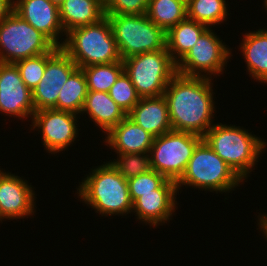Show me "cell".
Returning a JSON list of instances; mask_svg holds the SVG:
<instances>
[{"label": "cell", "instance_id": "6da1fadb", "mask_svg": "<svg viewBox=\"0 0 267 266\" xmlns=\"http://www.w3.org/2000/svg\"><path fill=\"white\" fill-rule=\"evenodd\" d=\"M212 76H185L176 73L167 85L165 97L173 131L203 137L213 126L214 100ZM213 116V117H212Z\"/></svg>", "mask_w": 267, "mask_h": 266}, {"label": "cell", "instance_id": "7a4b0ae2", "mask_svg": "<svg viewBox=\"0 0 267 266\" xmlns=\"http://www.w3.org/2000/svg\"><path fill=\"white\" fill-rule=\"evenodd\" d=\"M91 172L77 189L80 199L102 216L131 213L133 202L127 179L119 174L110 161Z\"/></svg>", "mask_w": 267, "mask_h": 266}, {"label": "cell", "instance_id": "3957f363", "mask_svg": "<svg viewBox=\"0 0 267 266\" xmlns=\"http://www.w3.org/2000/svg\"><path fill=\"white\" fill-rule=\"evenodd\" d=\"M203 140L244 181L258 162L266 142L245 128L226 124H213Z\"/></svg>", "mask_w": 267, "mask_h": 266}, {"label": "cell", "instance_id": "277c9868", "mask_svg": "<svg viewBox=\"0 0 267 266\" xmlns=\"http://www.w3.org/2000/svg\"><path fill=\"white\" fill-rule=\"evenodd\" d=\"M61 48L78 68L122 61L108 17L66 33Z\"/></svg>", "mask_w": 267, "mask_h": 266}, {"label": "cell", "instance_id": "5b68a950", "mask_svg": "<svg viewBox=\"0 0 267 266\" xmlns=\"http://www.w3.org/2000/svg\"><path fill=\"white\" fill-rule=\"evenodd\" d=\"M240 182L243 180L202 140L195 148L184 174L176 184L178 190L187 185L205 191L226 193L234 190Z\"/></svg>", "mask_w": 267, "mask_h": 266}, {"label": "cell", "instance_id": "8992f818", "mask_svg": "<svg viewBox=\"0 0 267 266\" xmlns=\"http://www.w3.org/2000/svg\"><path fill=\"white\" fill-rule=\"evenodd\" d=\"M124 72L140 98L159 97L176 72L167 48L130 56L122 60Z\"/></svg>", "mask_w": 267, "mask_h": 266}, {"label": "cell", "instance_id": "52a82bcc", "mask_svg": "<svg viewBox=\"0 0 267 266\" xmlns=\"http://www.w3.org/2000/svg\"><path fill=\"white\" fill-rule=\"evenodd\" d=\"M110 21L120 58L166 48V32L146 14L106 15Z\"/></svg>", "mask_w": 267, "mask_h": 266}, {"label": "cell", "instance_id": "ba28073f", "mask_svg": "<svg viewBox=\"0 0 267 266\" xmlns=\"http://www.w3.org/2000/svg\"><path fill=\"white\" fill-rule=\"evenodd\" d=\"M56 46L31 24L12 11L0 22V62L19 60L52 52Z\"/></svg>", "mask_w": 267, "mask_h": 266}, {"label": "cell", "instance_id": "9c48e42d", "mask_svg": "<svg viewBox=\"0 0 267 266\" xmlns=\"http://www.w3.org/2000/svg\"><path fill=\"white\" fill-rule=\"evenodd\" d=\"M202 140L199 135L173 130L155 137L150 150L152 169L177 182Z\"/></svg>", "mask_w": 267, "mask_h": 266}, {"label": "cell", "instance_id": "30bf717a", "mask_svg": "<svg viewBox=\"0 0 267 266\" xmlns=\"http://www.w3.org/2000/svg\"><path fill=\"white\" fill-rule=\"evenodd\" d=\"M212 31L209 27L200 35L196 44L176 64L177 73L205 78H209L207 75L222 74L231 52Z\"/></svg>", "mask_w": 267, "mask_h": 266}, {"label": "cell", "instance_id": "8fae6325", "mask_svg": "<svg viewBox=\"0 0 267 266\" xmlns=\"http://www.w3.org/2000/svg\"><path fill=\"white\" fill-rule=\"evenodd\" d=\"M76 115L54 108L35 111L31 119L33 121L31 130L40 129L47 152L55 154L66 149L77 138Z\"/></svg>", "mask_w": 267, "mask_h": 266}, {"label": "cell", "instance_id": "7c38bea8", "mask_svg": "<svg viewBox=\"0 0 267 266\" xmlns=\"http://www.w3.org/2000/svg\"><path fill=\"white\" fill-rule=\"evenodd\" d=\"M77 68L62 48L47 61L41 81L32 90L35 111L57 109L59 91Z\"/></svg>", "mask_w": 267, "mask_h": 266}, {"label": "cell", "instance_id": "4fadbf2b", "mask_svg": "<svg viewBox=\"0 0 267 266\" xmlns=\"http://www.w3.org/2000/svg\"><path fill=\"white\" fill-rule=\"evenodd\" d=\"M0 111L9 116L32 119V91L24 84L14 63L0 62Z\"/></svg>", "mask_w": 267, "mask_h": 266}, {"label": "cell", "instance_id": "5bb4252c", "mask_svg": "<svg viewBox=\"0 0 267 266\" xmlns=\"http://www.w3.org/2000/svg\"><path fill=\"white\" fill-rule=\"evenodd\" d=\"M25 181L10 172H3L0 176V215L3 220L34 214L35 193Z\"/></svg>", "mask_w": 267, "mask_h": 266}, {"label": "cell", "instance_id": "9a60e30c", "mask_svg": "<svg viewBox=\"0 0 267 266\" xmlns=\"http://www.w3.org/2000/svg\"><path fill=\"white\" fill-rule=\"evenodd\" d=\"M13 11L61 48L59 37L64 29L56 4L49 0H15Z\"/></svg>", "mask_w": 267, "mask_h": 266}, {"label": "cell", "instance_id": "2e32d148", "mask_svg": "<svg viewBox=\"0 0 267 266\" xmlns=\"http://www.w3.org/2000/svg\"><path fill=\"white\" fill-rule=\"evenodd\" d=\"M177 192L176 182L168 179L159 189H155V193L141 194L133 202L132 212H136L137 219L156 227L171 220L177 207Z\"/></svg>", "mask_w": 267, "mask_h": 266}, {"label": "cell", "instance_id": "e0dca14e", "mask_svg": "<svg viewBox=\"0 0 267 266\" xmlns=\"http://www.w3.org/2000/svg\"><path fill=\"white\" fill-rule=\"evenodd\" d=\"M106 135L105 143L116 153H150L155 138L128 116Z\"/></svg>", "mask_w": 267, "mask_h": 266}, {"label": "cell", "instance_id": "ac0fdd59", "mask_svg": "<svg viewBox=\"0 0 267 266\" xmlns=\"http://www.w3.org/2000/svg\"><path fill=\"white\" fill-rule=\"evenodd\" d=\"M127 116L154 137L172 131L168 104L163 95L140 98Z\"/></svg>", "mask_w": 267, "mask_h": 266}, {"label": "cell", "instance_id": "d6986e66", "mask_svg": "<svg viewBox=\"0 0 267 266\" xmlns=\"http://www.w3.org/2000/svg\"><path fill=\"white\" fill-rule=\"evenodd\" d=\"M85 112L104 133H107L127 116L110 95L102 91L88 90L81 113Z\"/></svg>", "mask_w": 267, "mask_h": 266}, {"label": "cell", "instance_id": "ffe728a7", "mask_svg": "<svg viewBox=\"0 0 267 266\" xmlns=\"http://www.w3.org/2000/svg\"><path fill=\"white\" fill-rule=\"evenodd\" d=\"M64 35L70 30L96 23L104 18L103 0H64L59 6Z\"/></svg>", "mask_w": 267, "mask_h": 266}, {"label": "cell", "instance_id": "44dd1931", "mask_svg": "<svg viewBox=\"0 0 267 266\" xmlns=\"http://www.w3.org/2000/svg\"><path fill=\"white\" fill-rule=\"evenodd\" d=\"M241 52L249 74L261 83H267V29L248 32L243 36Z\"/></svg>", "mask_w": 267, "mask_h": 266}, {"label": "cell", "instance_id": "7402d4cb", "mask_svg": "<svg viewBox=\"0 0 267 266\" xmlns=\"http://www.w3.org/2000/svg\"><path fill=\"white\" fill-rule=\"evenodd\" d=\"M207 28L206 25L186 17L166 32V48L176 64L196 44Z\"/></svg>", "mask_w": 267, "mask_h": 266}, {"label": "cell", "instance_id": "603a6c76", "mask_svg": "<svg viewBox=\"0 0 267 266\" xmlns=\"http://www.w3.org/2000/svg\"><path fill=\"white\" fill-rule=\"evenodd\" d=\"M88 86L81 68H77L59 91L57 110H63L81 115Z\"/></svg>", "mask_w": 267, "mask_h": 266}, {"label": "cell", "instance_id": "cb8c5ba5", "mask_svg": "<svg viewBox=\"0 0 267 266\" xmlns=\"http://www.w3.org/2000/svg\"><path fill=\"white\" fill-rule=\"evenodd\" d=\"M146 15L167 32L187 17L186 0H149Z\"/></svg>", "mask_w": 267, "mask_h": 266}, {"label": "cell", "instance_id": "d4e9b609", "mask_svg": "<svg viewBox=\"0 0 267 266\" xmlns=\"http://www.w3.org/2000/svg\"><path fill=\"white\" fill-rule=\"evenodd\" d=\"M225 0H186L187 18L209 26L221 24L229 14Z\"/></svg>", "mask_w": 267, "mask_h": 266}, {"label": "cell", "instance_id": "484cf974", "mask_svg": "<svg viewBox=\"0 0 267 266\" xmlns=\"http://www.w3.org/2000/svg\"><path fill=\"white\" fill-rule=\"evenodd\" d=\"M86 78L88 90L107 92L124 72L122 61L95 64L81 68Z\"/></svg>", "mask_w": 267, "mask_h": 266}, {"label": "cell", "instance_id": "4316f807", "mask_svg": "<svg viewBox=\"0 0 267 266\" xmlns=\"http://www.w3.org/2000/svg\"><path fill=\"white\" fill-rule=\"evenodd\" d=\"M56 47L52 52L40 54L19 60L14 64L19 70L24 84L32 91L41 81L47 61L59 50Z\"/></svg>", "mask_w": 267, "mask_h": 266}, {"label": "cell", "instance_id": "83f0119b", "mask_svg": "<svg viewBox=\"0 0 267 266\" xmlns=\"http://www.w3.org/2000/svg\"><path fill=\"white\" fill-rule=\"evenodd\" d=\"M117 160L110 163L120 175L129 179L152 170L149 153H117Z\"/></svg>", "mask_w": 267, "mask_h": 266}, {"label": "cell", "instance_id": "f1b7e54d", "mask_svg": "<svg viewBox=\"0 0 267 266\" xmlns=\"http://www.w3.org/2000/svg\"><path fill=\"white\" fill-rule=\"evenodd\" d=\"M108 94L126 114L132 110L140 99L135 86L125 72H123L111 86Z\"/></svg>", "mask_w": 267, "mask_h": 266}, {"label": "cell", "instance_id": "f546056e", "mask_svg": "<svg viewBox=\"0 0 267 266\" xmlns=\"http://www.w3.org/2000/svg\"><path fill=\"white\" fill-rule=\"evenodd\" d=\"M167 180L164 175L153 169L129 178L127 183L132 202L139 198L141 194L155 193V189H159Z\"/></svg>", "mask_w": 267, "mask_h": 266}, {"label": "cell", "instance_id": "4dcf8cb0", "mask_svg": "<svg viewBox=\"0 0 267 266\" xmlns=\"http://www.w3.org/2000/svg\"><path fill=\"white\" fill-rule=\"evenodd\" d=\"M149 0H103L105 15L146 14Z\"/></svg>", "mask_w": 267, "mask_h": 266}, {"label": "cell", "instance_id": "1f68e13d", "mask_svg": "<svg viewBox=\"0 0 267 266\" xmlns=\"http://www.w3.org/2000/svg\"><path fill=\"white\" fill-rule=\"evenodd\" d=\"M13 7L14 0H0V22L13 11Z\"/></svg>", "mask_w": 267, "mask_h": 266}, {"label": "cell", "instance_id": "d6a6232c", "mask_svg": "<svg viewBox=\"0 0 267 266\" xmlns=\"http://www.w3.org/2000/svg\"><path fill=\"white\" fill-rule=\"evenodd\" d=\"M258 219H259L258 225L261 228L260 230L263 232V234H265L263 236H266L265 238L267 241V214L261 215L260 218L258 217Z\"/></svg>", "mask_w": 267, "mask_h": 266}, {"label": "cell", "instance_id": "836d02e7", "mask_svg": "<svg viewBox=\"0 0 267 266\" xmlns=\"http://www.w3.org/2000/svg\"><path fill=\"white\" fill-rule=\"evenodd\" d=\"M51 3L56 4L58 7L63 3L64 0H49Z\"/></svg>", "mask_w": 267, "mask_h": 266}, {"label": "cell", "instance_id": "e575fe53", "mask_svg": "<svg viewBox=\"0 0 267 266\" xmlns=\"http://www.w3.org/2000/svg\"><path fill=\"white\" fill-rule=\"evenodd\" d=\"M264 7H265V9L267 8V0H264ZM267 10V9H266Z\"/></svg>", "mask_w": 267, "mask_h": 266}]
</instances>
